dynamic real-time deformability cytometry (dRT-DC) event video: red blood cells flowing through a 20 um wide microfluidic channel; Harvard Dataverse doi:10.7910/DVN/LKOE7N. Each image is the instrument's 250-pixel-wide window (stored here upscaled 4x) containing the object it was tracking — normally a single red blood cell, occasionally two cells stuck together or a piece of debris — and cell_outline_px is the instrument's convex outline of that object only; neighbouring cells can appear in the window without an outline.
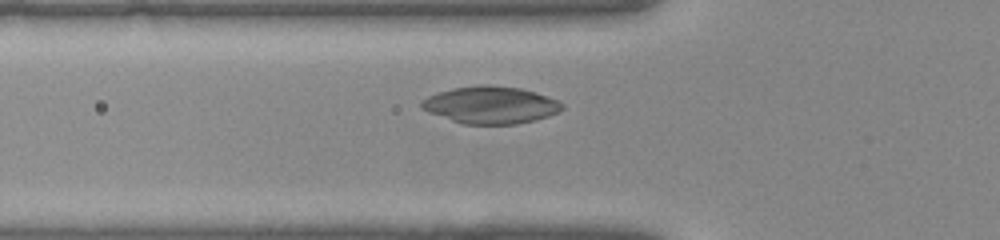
{"species": "common noctule bat (a hibernating species)", "species_latin": "Nyctalus noctula", "temperature_condition": "warm", "stored_images_in_passage": 30, "camera_frame_rate_fps": 3000, "um_per_image_px": 0.085, "animal": {"sex": "female", "body_mass_g": 22.0, "forearm_length_mm": 56.7}, "frame": {"image": 1, "passage_image": 6, "time_ms": 1.667, "image_size_px": [1000, 240], "cell_outline_px": [[564, 108], [560, 112], [536, 120], [516, 124], [464, 124], [428, 112], [420, 108], [420, 100], [428, 96], [452, 88], [480, 84], [488, 84], [520, 88], [556, 100], [564, 104]], "centroid_in_image_um": [41.68, 8.92], "position_along_channel_um": 84.1, "area_um2": 30.46}}
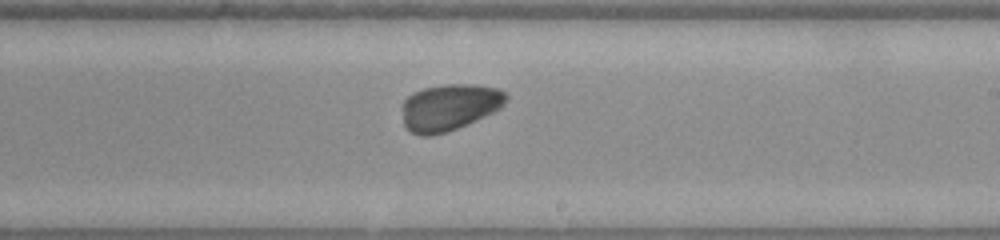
{"frame": {"image": 2, "passage_image": 16, "time_ms": 5.0, "image_size_px": [1000, 240], "cell_outline_px": [[508, 96], [504, 104], [500, 108], [468, 124], [432, 136], [420, 136], [404, 128], [400, 108], [400, 104], [412, 92], [424, 88], [444, 84], [476, 84], [500, 88], [508, 92]], "centroid_in_image_um": [38.16, 9.1], "position_along_channel_um": 250.8, "area_um2": 28.78}}
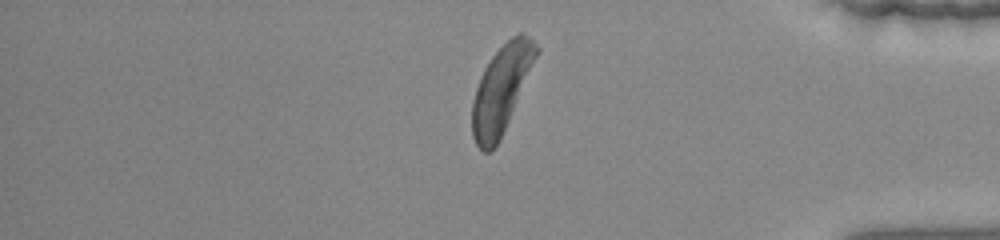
{"frame": {"image": 3, "passage_image": 26, "time_ms": 8.333, "image_size_px": [1000, 240], "cell_outline_px": [[540, 52], [500, 140], [488, 152], [484, 152], [476, 144], [472, 136], [472, 100], [480, 76], [484, 68], [492, 56], [512, 36], [520, 32], [524, 32], [540, 48]], "centroid_in_image_um": [42.63, 7.56], "position_along_channel_um": 392.6, "area_um2": 32.48}}